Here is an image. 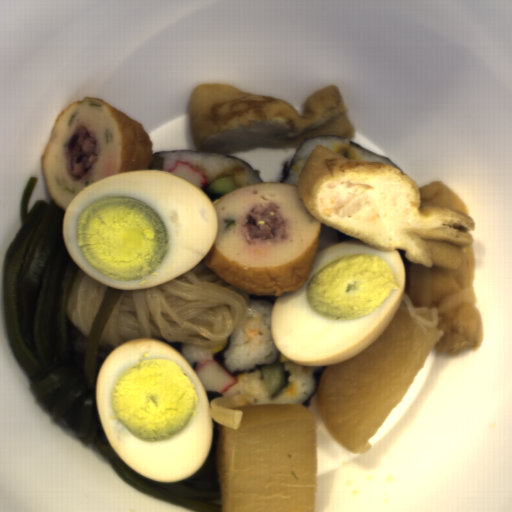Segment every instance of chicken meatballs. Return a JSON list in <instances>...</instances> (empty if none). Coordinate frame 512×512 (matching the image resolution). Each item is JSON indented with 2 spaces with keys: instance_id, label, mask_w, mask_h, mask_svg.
<instances>
[{
  "instance_id": "fd5e1221",
  "label": "chicken meatballs",
  "mask_w": 512,
  "mask_h": 512,
  "mask_svg": "<svg viewBox=\"0 0 512 512\" xmlns=\"http://www.w3.org/2000/svg\"><path fill=\"white\" fill-rule=\"evenodd\" d=\"M298 185L250 183L213 202L217 236L201 260L248 294L298 292L317 260L322 222L306 208Z\"/></svg>"
},
{
  "instance_id": "f4306124",
  "label": "chicken meatballs",
  "mask_w": 512,
  "mask_h": 512,
  "mask_svg": "<svg viewBox=\"0 0 512 512\" xmlns=\"http://www.w3.org/2000/svg\"><path fill=\"white\" fill-rule=\"evenodd\" d=\"M153 159V143L143 124L93 96L73 101L59 113L40 157L45 188L65 210L87 186L147 170Z\"/></svg>"
}]
</instances>
